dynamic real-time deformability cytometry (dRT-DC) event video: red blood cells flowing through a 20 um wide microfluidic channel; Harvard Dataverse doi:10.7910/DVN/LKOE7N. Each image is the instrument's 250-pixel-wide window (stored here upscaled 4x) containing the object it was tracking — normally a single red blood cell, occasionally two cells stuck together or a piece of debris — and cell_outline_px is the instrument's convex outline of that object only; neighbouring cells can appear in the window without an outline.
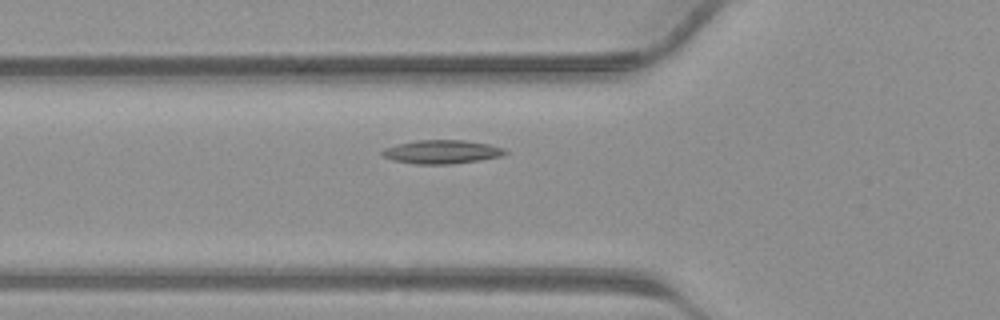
{"species": "common noctule bat (a hibernating species)", "species_latin": "Nyctalus noctula", "temperature_condition": "warm", "stored_images_in_passage": 35, "camera_frame_rate_fps": 3000, "um_per_image_px": 0.085, "animal": {"sex": "male", "body_mass_g": 23.1, "forearm_length_mm": 52.7}, "frame": {"image": 1, "passage_image": 12, "time_ms": 3.667, "image_size_px": [1000, 320], "cell_outline_px": [[508, 152], [500, 156], [480, 160], [452, 164], [416, 164], [392, 160], [384, 156], [380, 152], [384, 148], [396, 144], [416, 140], [464, 140], [488, 144], [504, 148]], "centroid_in_image_um": [37.53, 12.9], "position_along_channel_um": 88.3, "area_um2": 16.94}}
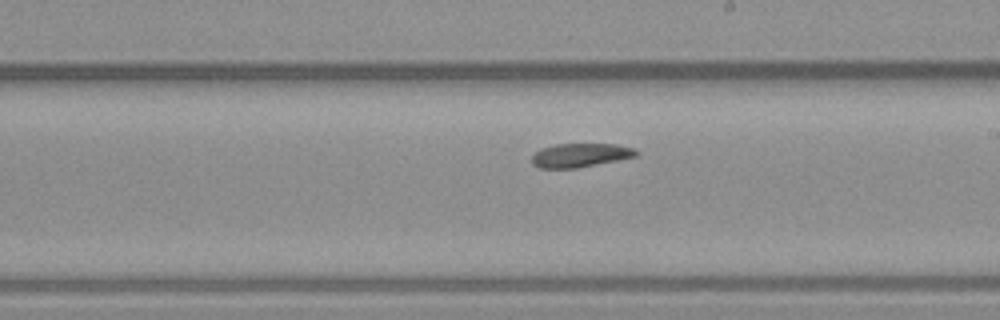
{"frame": {"image": 2, "passage_image": 21, "time_ms": 6.667, "image_size_px": [1000, 320], "cell_outline_px": [[640, 152], [636, 156], [576, 168], [540, 168], [532, 164], [532, 156], [540, 148], [556, 144], [616, 144], [636, 148]], "centroid_in_image_um": [49.33, 13.18], "position_along_channel_um": 239.7, "area_um2": 14.45}}
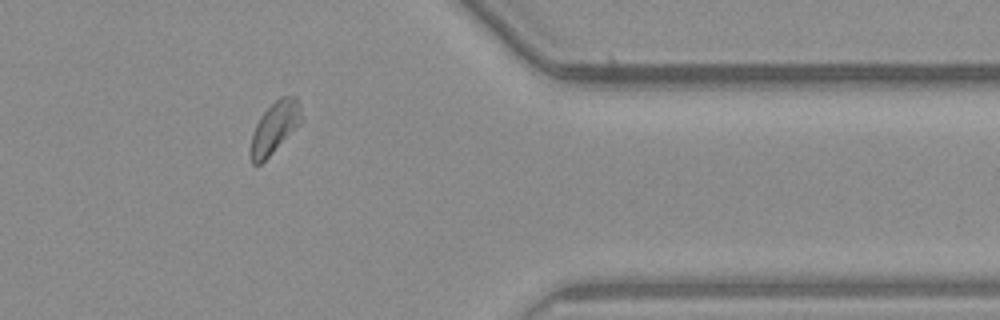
{"frame": {"image": 3, "passage_image": 31, "time_ms": 10.0, "image_size_px": [1000, 320], "cell_outline_px": [[300, 120], [272, 152], [260, 164], [252, 164], [252, 132], [260, 116], [280, 96], [296, 96], [300, 104]], "centroid_in_image_um": [23.32, 10.78], "position_along_channel_um": 388.1, "area_um2": 14.22}}